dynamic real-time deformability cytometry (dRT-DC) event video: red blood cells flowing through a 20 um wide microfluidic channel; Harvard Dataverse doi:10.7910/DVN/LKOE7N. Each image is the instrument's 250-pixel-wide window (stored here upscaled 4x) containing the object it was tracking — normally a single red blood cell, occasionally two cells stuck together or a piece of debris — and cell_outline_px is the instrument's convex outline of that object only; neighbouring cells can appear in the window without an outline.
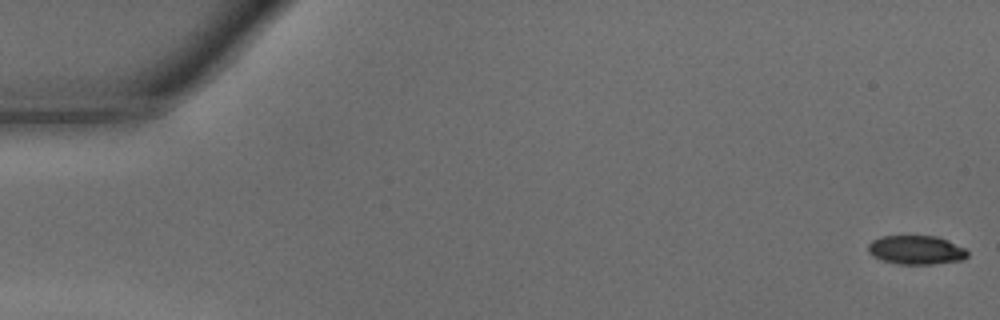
{"species": "common noctule bat (a hibernating species)", "species_latin": "Nyctalus noctula", "temperature_condition": "warm", "stored_images_in_passage": 47, "camera_frame_rate_fps": 3000, "um_per_image_px": 0.085, "animal": {"sex": "male", "body_mass_g": 15.6}, "frame": {"image": 1, "passage_image": 1, "time_ms": 0.0, "image_size_px": [1000, 320], "cell_outline_px": [[968, 256], [964, 260], [932, 264], [896, 264], [872, 256], [868, 252], [868, 244], [872, 240], [880, 236], [936, 236], [948, 240], [964, 248], [968, 252]], "centroid_in_image_um": [77.87, 21.25], "position_along_channel_um": 7.1, "area_um2": 16.82}}
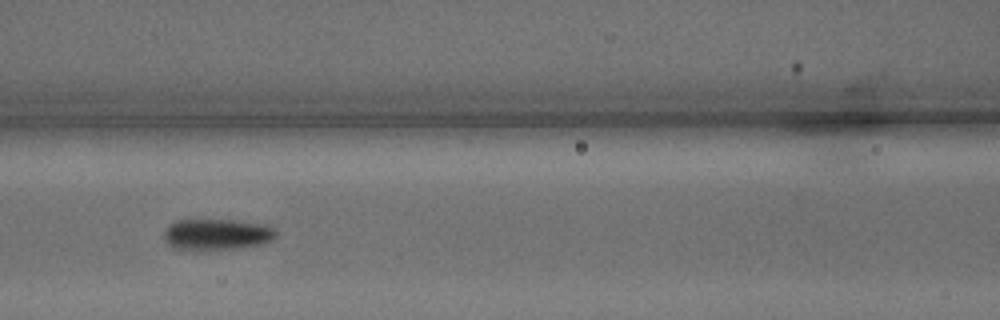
{"frame": {"image": 2, "passage_image": 21, "time_ms": 6.667, "image_size_px": [1000, 320], "cell_outline_px": [[276, 236], [272, 240], [260, 244], [244, 248], [176, 248], [168, 244], [164, 240], [164, 228], [168, 224], [176, 220], [232, 220], [260, 224], [272, 228], [276, 232]], "centroid_in_image_um": [18.4, 19.9], "position_along_channel_um": 148.2, "area_um2": 19.83}}
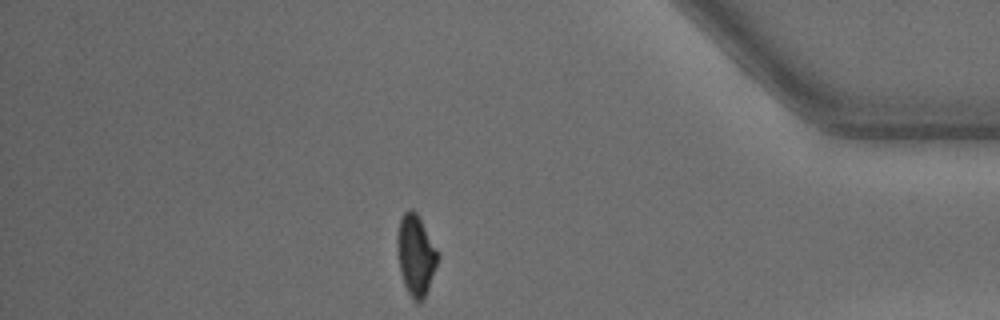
{"frame": {"image": 3, "passage_image": 41, "time_ms": 13.333, "image_size_px": [1000, 320], "cell_outline_px": [[440, 256], [428, 288], [424, 296], [420, 300], [416, 300], [408, 292], [404, 284], [400, 272], [396, 244], [396, 236], [400, 220], [404, 212], [408, 208], [412, 208], [416, 212]], "centroid_in_image_um": [35.32, 21.63], "position_along_channel_um": 399.9, "area_um2": 18.67}, "authors_computed_cell_mechanics": {"area_um2": 19.0162, "velocity_mm_per_s": 4.3149, "shape_relaxation_time_tau1_ms": 3.6272, "shape_relaxation_time_tau2_ms": 2.9003, "deformation_change_tau1": 0.1723, "deformation_change_tau2": 0.069}}